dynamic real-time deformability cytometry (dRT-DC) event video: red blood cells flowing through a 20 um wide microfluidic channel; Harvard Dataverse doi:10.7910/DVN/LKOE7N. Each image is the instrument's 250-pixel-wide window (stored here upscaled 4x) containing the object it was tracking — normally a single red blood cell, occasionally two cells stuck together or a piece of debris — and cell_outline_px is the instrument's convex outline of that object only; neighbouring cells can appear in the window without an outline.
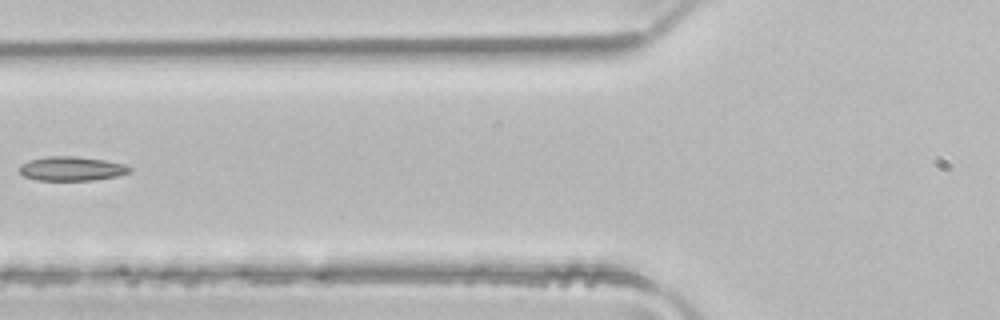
{"species": "common noctule bat (a hibernating species)", "species_latin": "Nyctalus noctula", "temperature_condition": "room temperature", "stored_images_in_passage": 4, "camera_frame_rate_fps": 3000, "um_per_image_px": 0.085, "animal": {"sex": "male", "body_mass_g": 21.5, "forearm_length_mm": 52.0}, "frame": {"image": 1, "passage_image": 4, "time_ms": 1.0, "image_size_px": [1000, 320], "cell_outline_px": [[132, 172], [120, 176], [92, 180], [36, 180], [24, 176], [20, 172], [20, 164], [28, 160], [48, 156], [76, 156], [104, 160], [124, 164], [132, 168]], "centroid_in_image_um": [6.11, 14.33], "position_along_channel_um": 119.7, "area_um2": 15.66}}